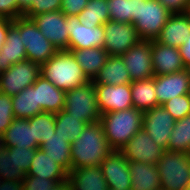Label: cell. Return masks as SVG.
<instances>
[{"label": "cell", "mask_w": 190, "mask_h": 190, "mask_svg": "<svg viewBox=\"0 0 190 190\" xmlns=\"http://www.w3.org/2000/svg\"><path fill=\"white\" fill-rule=\"evenodd\" d=\"M40 73L57 88L64 91L78 88L89 82L69 50H58L41 65Z\"/></svg>", "instance_id": "7a4b0ae2"}, {"label": "cell", "mask_w": 190, "mask_h": 190, "mask_svg": "<svg viewBox=\"0 0 190 190\" xmlns=\"http://www.w3.org/2000/svg\"><path fill=\"white\" fill-rule=\"evenodd\" d=\"M186 70H187L189 77H190V65L188 67H186Z\"/></svg>", "instance_id": "f907efd6"}, {"label": "cell", "mask_w": 190, "mask_h": 190, "mask_svg": "<svg viewBox=\"0 0 190 190\" xmlns=\"http://www.w3.org/2000/svg\"><path fill=\"white\" fill-rule=\"evenodd\" d=\"M61 181L63 180H49L45 177L25 176L15 190H50Z\"/></svg>", "instance_id": "74e56055"}, {"label": "cell", "mask_w": 190, "mask_h": 190, "mask_svg": "<svg viewBox=\"0 0 190 190\" xmlns=\"http://www.w3.org/2000/svg\"><path fill=\"white\" fill-rule=\"evenodd\" d=\"M130 190H161V179L154 164L129 162Z\"/></svg>", "instance_id": "7402d4cb"}, {"label": "cell", "mask_w": 190, "mask_h": 190, "mask_svg": "<svg viewBox=\"0 0 190 190\" xmlns=\"http://www.w3.org/2000/svg\"><path fill=\"white\" fill-rule=\"evenodd\" d=\"M155 166L162 190H184L190 184V153L166 150Z\"/></svg>", "instance_id": "5b68a950"}, {"label": "cell", "mask_w": 190, "mask_h": 190, "mask_svg": "<svg viewBox=\"0 0 190 190\" xmlns=\"http://www.w3.org/2000/svg\"><path fill=\"white\" fill-rule=\"evenodd\" d=\"M12 150L13 162L16 167L20 166L27 174L29 172L31 162L34 158L36 149L21 148L20 146L9 147Z\"/></svg>", "instance_id": "60d3db41"}, {"label": "cell", "mask_w": 190, "mask_h": 190, "mask_svg": "<svg viewBox=\"0 0 190 190\" xmlns=\"http://www.w3.org/2000/svg\"><path fill=\"white\" fill-rule=\"evenodd\" d=\"M41 66L29 59L15 63L0 76V93L13 96L32 86L41 75Z\"/></svg>", "instance_id": "ba28073f"}, {"label": "cell", "mask_w": 190, "mask_h": 190, "mask_svg": "<svg viewBox=\"0 0 190 190\" xmlns=\"http://www.w3.org/2000/svg\"><path fill=\"white\" fill-rule=\"evenodd\" d=\"M33 0H18V9L24 15L31 7Z\"/></svg>", "instance_id": "7dc6e473"}, {"label": "cell", "mask_w": 190, "mask_h": 190, "mask_svg": "<svg viewBox=\"0 0 190 190\" xmlns=\"http://www.w3.org/2000/svg\"><path fill=\"white\" fill-rule=\"evenodd\" d=\"M12 23L20 30L22 43L26 48V59L41 66L58 51L32 19L21 16L12 20Z\"/></svg>", "instance_id": "8992f818"}, {"label": "cell", "mask_w": 190, "mask_h": 190, "mask_svg": "<svg viewBox=\"0 0 190 190\" xmlns=\"http://www.w3.org/2000/svg\"><path fill=\"white\" fill-rule=\"evenodd\" d=\"M87 124L61 110L55 113V129H58V134L67 137L71 142L78 139L80 133Z\"/></svg>", "instance_id": "836d02e7"}, {"label": "cell", "mask_w": 190, "mask_h": 190, "mask_svg": "<svg viewBox=\"0 0 190 190\" xmlns=\"http://www.w3.org/2000/svg\"><path fill=\"white\" fill-rule=\"evenodd\" d=\"M110 20L133 24V0H107Z\"/></svg>", "instance_id": "d590c367"}, {"label": "cell", "mask_w": 190, "mask_h": 190, "mask_svg": "<svg viewBox=\"0 0 190 190\" xmlns=\"http://www.w3.org/2000/svg\"><path fill=\"white\" fill-rule=\"evenodd\" d=\"M177 121L190 114V95L184 94L168 100L162 105Z\"/></svg>", "instance_id": "8d00e7d4"}, {"label": "cell", "mask_w": 190, "mask_h": 190, "mask_svg": "<svg viewBox=\"0 0 190 190\" xmlns=\"http://www.w3.org/2000/svg\"><path fill=\"white\" fill-rule=\"evenodd\" d=\"M164 149L156 145L152 138L141 129L121 149L120 152L129 161L156 164Z\"/></svg>", "instance_id": "4fadbf2b"}, {"label": "cell", "mask_w": 190, "mask_h": 190, "mask_svg": "<svg viewBox=\"0 0 190 190\" xmlns=\"http://www.w3.org/2000/svg\"><path fill=\"white\" fill-rule=\"evenodd\" d=\"M18 0H0V17L15 20L23 16L18 9Z\"/></svg>", "instance_id": "b9f144b4"}, {"label": "cell", "mask_w": 190, "mask_h": 190, "mask_svg": "<svg viewBox=\"0 0 190 190\" xmlns=\"http://www.w3.org/2000/svg\"><path fill=\"white\" fill-rule=\"evenodd\" d=\"M69 52L89 81H94L109 57L104 48L69 49Z\"/></svg>", "instance_id": "cb8c5ba5"}, {"label": "cell", "mask_w": 190, "mask_h": 190, "mask_svg": "<svg viewBox=\"0 0 190 190\" xmlns=\"http://www.w3.org/2000/svg\"><path fill=\"white\" fill-rule=\"evenodd\" d=\"M22 42L20 30L12 23L8 28L5 43L0 48V69L2 71L26 59V48Z\"/></svg>", "instance_id": "603a6c76"}, {"label": "cell", "mask_w": 190, "mask_h": 190, "mask_svg": "<svg viewBox=\"0 0 190 190\" xmlns=\"http://www.w3.org/2000/svg\"><path fill=\"white\" fill-rule=\"evenodd\" d=\"M12 96L0 93V134H3L14 119Z\"/></svg>", "instance_id": "f35d334b"}, {"label": "cell", "mask_w": 190, "mask_h": 190, "mask_svg": "<svg viewBox=\"0 0 190 190\" xmlns=\"http://www.w3.org/2000/svg\"><path fill=\"white\" fill-rule=\"evenodd\" d=\"M184 190H190V184Z\"/></svg>", "instance_id": "816d5d0a"}, {"label": "cell", "mask_w": 190, "mask_h": 190, "mask_svg": "<svg viewBox=\"0 0 190 190\" xmlns=\"http://www.w3.org/2000/svg\"><path fill=\"white\" fill-rule=\"evenodd\" d=\"M103 29L105 32L103 48L109 56H121L141 40L132 23L109 20L103 24Z\"/></svg>", "instance_id": "9c48e42d"}, {"label": "cell", "mask_w": 190, "mask_h": 190, "mask_svg": "<svg viewBox=\"0 0 190 190\" xmlns=\"http://www.w3.org/2000/svg\"><path fill=\"white\" fill-rule=\"evenodd\" d=\"M112 152L100 121L87 124L71 142V169L100 166Z\"/></svg>", "instance_id": "6da1fadb"}, {"label": "cell", "mask_w": 190, "mask_h": 190, "mask_svg": "<svg viewBox=\"0 0 190 190\" xmlns=\"http://www.w3.org/2000/svg\"><path fill=\"white\" fill-rule=\"evenodd\" d=\"M5 147L4 136L0 134V149Z\"/></svg>", "instance_id": "681fc988"}, {"label": "cell", "mask_w": 190, "mask_h": 190, "mask_svg": "<svg viewBox=\"0 0 190 190\" xmlns=\"http://www.w3.org/2000/svg\"><path fill=\"white\" fill-rule=\"evenodd\" d=\"M31 19L57 50H69L67 16L64 13L56 10L35 15Z\"/></svg>", "instance_id": "8fae6325"}, {"label": "cell", "mask_w": 190, "mask_h": 190, "mask_svg": "<svg viewBox=\"0 0 190 190\" xmlns=\"http://www.w3.org/2000/svg\"><path fill=\"white\" fill-rule=\"evenodd\" d=\"M94 84L121 85L131 83L129 71L121 56H109L105 65L94 79Z\"/></svg>", "instance_id": "f1b7e54d"}, {"label": "cell", "mask_w": 190, "mask_h": 190, "mask_svg": "<svg viewBox=\"0 0 190 190\" xmlns=\"http://www.w3.org/2000/svg\"><path fill=\"white\" fill-rule=\"evenodd\" d=\"M155 76L183 71L185 68L178 48L151 41Z\"/></svg>", "instance_id": "d6986e66"}, {"label": "cell", "mask_w": 190, "mask_h": 190, "mask_svg": "<svg viewBox=\"0 0 190 190\" xmlns=\"http://www.w3.org/2000/svg\"><path fill=\"white\" fill-rule=\"evenodd\" d=\"M13 114L15 118H31L38 113H42V109L37 104L36 98V82L20 93L12 96Z\"/></svg>", "instance_id": "4dcf8cb0"}, {"label": "cell", "mask_w": 190, "mask_h": 190, "mask_svg": "<svg viewBox=\"0 0 190 190\" xmlns=\"http://www.w3.org/2000/svg\"><path fill=\"white\" fill-rule=\"evenodd\" d=\"M131 81L146 80L155 76L150 40H140L121 55Z\"/></svg>", "instance_id": "30bf717a"}, {"label": "cell", "mask_w": 190, "mask_h": 190, "mask_svg": "<svg viewBox=\"0 0 190 190\" xmlns=\"http://www.w3.org/2000/svg\"><path fill=\"white\" fill-rule=\"evenodd\" d=\"M50 190H71L69 179H65L61 182H58L53 188Z\"/></svg>", "instance_id": "c3c4849f"}, {"label": "cell", "mask_w": 190, "mask_h": 190, "mask_svg": "<svg viewBox=\"0 0 190 190\" xmlns=\"http://www.w3.org/2000/svg\"><path fill=\"white\" fill-rule=\"evenodd\" d=\"M155 94L159 105H163L168 100L189 94L190 77L186 69L167 75L154 76Z\"/></svg>", "instance_id": "e0dca14e"}, {"label": "cell", "mask_w": 190, "mask_h": 190, "mask_svg": "<svg viewBox=\"0 0 190 190\" xmlns=\"http://www.w3.org/2000/svg\"><path fill=\"white\" fill-rule=\"evenodd\" d=\"M78 19L82 25L88 28L103 25L110 20L107 0H89L78 15Z\"/></svg>", "instance_id": "1f68e13d"}, {"label": "cell", "mask_w": 190, "mask_h": 190, "mask_svg": "<svg viewBox=\"0 0 190 190\" xmlns=\"http://www.w3.org/2000/svg\"><path fill=\"white\" fill-rule=\"evenodd\" d=\"M11 24V19L0 17V48L5 43L8 28Z\"/></svg>", "instance_id": "bcb514c9"}, {"label": "cell", "mask_w": 190, "mask_h": 190, "mask_svg": "<svg viewBox=\"0 0 190 190\" xmlns=\"http://www.w3.org/2000/svg\"><path fill=\"white\" fill-rule=\"evenodd\" d=\"M101 114L133 107L130 83L121 85L94 84Z\"/></svg>", "instance_id": "5bb4252c"}, {"label": "cell", "mask_w": 190, "mask_h": 190, "mask_svg": "<svg viewBox=\"0 0 190 190\" xmlns=\"http://www.w3.org/2000/svg\"><path fill=\"white\" fill-rule=\"evenodd\" d=\"M66 28L69 49L103 48L105 43L103 25L88 28L80 23L78 16H67Z\"/></svg>", "instance_id": "9a60e30c"}, {"label": "cell", "mask_w": 190, "mask_h": 190, "mask_svg": "<svg viewBox=\"0 0 190 190\" xmlns=\"http://www.w3.org/2000/svg\"><path fill=\"white\" fill-rule=\"evenodd\" d=\"M26 176L45 177L49 180H65L68 179V172L57 164L56 160H53L38 148Z\"/></svg>", "instance_id": "484cf974"}, {"label": "cell", "mask_w": 190, "mask_h": 190, "mask_svg": "<svg viewBox=\"0 0 190 190\" xmlns=\"http://www.w3.org/2000/svg\"><path fill=\"white\" fill-rule=\"evenodd\" d=\"M175 121L172 115L162 105H159L144 112L142 129L156 145L166 151Z\"/></svg>", "instance_id": "7c38bea8"}, {"label": "cell", "mask_w": 190, "mask_h": 190, "mask_svg": "<svg viewBox=\"0 0 190 190\" xmlns=\"http://www.w3.org/2000/svg\"><path fill=\"white\" fill-rule=\"evenodd\" d=\"M109 189L130 190L129 161L120 151L113 152L100 165Z\"/></svg>", "instance_id": "2e32d148"}, {"label": "cell", "mask_w": 190, "mask_h": 190, "mask_svg": "<svg viewBox=\"0 0 190 190\" xmlns=\"http://www.w3.org/2000/svg\"><path fill=\"white\" fill-rule=\"evenodd\" d=\"M5 147L20 146L21 148L38 149L33 133V125H29L28 119L14 118L12 123L3 133Z\"/></svg>", "instance_id": "d4e9b609"}, {"label": "cell", "mask_w": 190, "mask_h": 190, "mask_svg": "<svg viewBox=\"0 0 190 190\" xmlns=\"http://www.w3.org/2000/svg\"><path fill=\"white\" fill-rule=\"evenodd\" d=\"M66 91L57 88L42 75L36 80L37 104L43 112L58 113L64 109Z\"/></svg>", "instance_id": "ffe728a7"}, {"label": "cell", "mask_w": 190, "mask_h": 190, "mask_svg": "<svg viewBox=\"0 0 190 190\" xmlns=\"http://www.w3.org/2000/svg\"><path fill=\"white\" fill-rule=\"evenodd\" d=\"M47 156L56 160L67 172L71 170V141L55 129V134L50 135L39 147Z\"/></svg>", "instance_id": "83f0119b"}, {"label": "cell", "mask_w": 190, "mask_h": 190, "mask_svg": "<svg viewBox=\"0 0 190 190\" xmlns=\"http://www.w3.org/2000/svg\"><path fill=\"white\" fill-rule=\"evenodd\" d=\"M171 13L190 11V0H157Z\"/></svg>", "instance_id": "ee69618b"}, {"label": "cell", "mask_w": 190, "mask_h": 190, "mask_svg": "<svg viewBox=\"0 0 190 190\" xmlns=\"http://www.w3.org/2000/svg\"><path fill=\"white\" fill-rule=\"evenodd\" d=\"M68 179L71 190H109L100 166L71 169Z\"/></svg>", "instance_id": "44dd1931"}, {"label": "cell", "mask_w": 190, "mask_h": 190, "mask_svg": "<svg viewBox=\"0 0 190 190\" xmlns=\"http://www.w3.org/2000/svg\"><path fill=\"white\" fill-rule=\"evenodd\" d=\"M171 14L157 0H133V25L141 40H155Z\"/></svg>", "instance_id": "277c9868"}, {"label": "cell", "mask_w": 190, "mask_h": 190, "mask_svg": "<svg viewBox=\"0 0 190 190\" xmlns=\"http://www.w3.org/2000/svg\"><path fill=\"white\" fill-rule=\"evenodd\" d=\"M178 49L182 57L183 64L186 68L190 65V34L188 36V40L183 43Z\"/></svg>", "instance_id": "f6af8a7d"}, {"label": "cell", "mask_w": 190, "mask_h": 190, "mask_svg": "<svg viewBox=\"0 0 190 190\" xmlns=\"http://www.w3.org/2000/svg\"><path fill=\"white\" fill-rule=\"evenodd\" d=\"M168 151L190 153V114L175 121L170 133Z\"/></svg>", "instance_id": "d6a6232c"}, {"label": "cell", "mask_w": 190, "mask_h": 190, "mask_svg": "<svg viewBox=\"0 0 190 190\" xmlns=\"http://www.w3.org/2000/svg\"><path fill=\"white\" fill-rule=\"evenodd\" d=\"M63 110L86 124L100 121L102 114L98 107L94 82L89 81L83 86L66 91Z\"/></svg>", "instance_id": "52a82bcc"}, {"label": "cell", "mask_w": 190, "mask_h": 190, "mask_svg": "<svg viewBox=\"0 0 190 190\" xmlns=\"http://www.w3.org/2000/svg\"><path fill=\"white\" fill-rule=\"evenodd\" d=\"M27 174L20 166L15 165L12 150L0 149V190H15Z\"/></svg>", "instance_id": "4316f807"}, {"label": "cell", "mask_w": 190, "mask_h": 190, "mask_svg": "<svg viewBox=\"0 0 190 190\" xmlns=\"http://www.w3.org/2000/svg\"><path fill=\"white\" fill-rule=\"evenodd\" d=\"M133 107L146 112L159 106L155 94L154 77L146 80H136L130 83Z\"/></svg>", "instance_id": "f546056e"}, {"label": "cell", "mask_w": 190, "mask_h": 190, "mask_svg": "<svg viewBox=\"0 0 190 190\" xmlns=\"http://www.w3.org/2000/svg\"><path fill=\"white\" fill-rule=\"evenodd\" d=\"M28 121L29 125H33L34 138L39 147L50 135L55 134V113H38Z\"/></svg>", "instance_id": "e575fe53"}, {"label": "cell", "mask_w": 190, "mask_h": 190, "mask_svg": "<svg viewBox=\"0 0 190 190\" xmlns=\"http://www.w3.org/2000/svg\"><path fill=\"white\" fill-rule=\"evenodd\" d=\"M190 34V11L172 13L162 31L155 39L158 43L179 48Z\"/></svg>", "instance_id": "ac0fdd59"}, {"label": "cell", "mask_w": 190, "mask_h": 190, "mask_svg": "<svg viewBox=\"0 0 190 190\" xmlns=\"http://www.w3.org/2000/svg\"><path fill=\"white\" fill-rule=\"evenodd\" d=\"M89 0H62L60 11L66 16H78Z\"/></svg>", "instance_id": "7bdbcfd3"}, {"label": "cell", "mask_w": 190, "mask_h": 190, "mask_svg": "<svg viewBox=\"0 0 190 190\" xmlns=\"http://www.w3.org/2000/svg\"><path fill=\"white\" fill-rule=\"evenodd\" d=\"M144 112L134 107L104 113L100 117L106 139L113 150L120 149L142 129Z\"/></svg>", "instance_id": "3957f363"}, {"label": "cell", "mask_w": 190, "mask_h": 190, "mask_svg": "<svg viewBox=\"0 0 190 190\" xmlns=\"http://www.w3.org/2000/svg\"><path fill=\"white\" fill-rule=\"evenodd\" d=\"M62 0H33L30 9L23 15L27 18H32L41 13L60 10Z\"/></svg>", "instance_id": "ab89813d"}]
</instances>
